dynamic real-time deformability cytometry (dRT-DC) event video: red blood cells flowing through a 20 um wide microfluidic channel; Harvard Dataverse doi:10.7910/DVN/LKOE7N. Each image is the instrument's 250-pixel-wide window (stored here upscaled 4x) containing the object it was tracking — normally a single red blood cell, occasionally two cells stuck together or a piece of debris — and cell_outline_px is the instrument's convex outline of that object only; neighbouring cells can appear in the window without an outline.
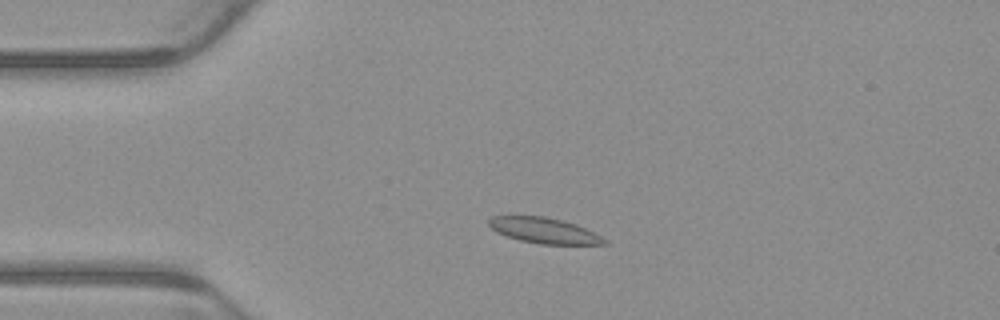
{"species": "common noctule bat (a hibernating species)", "species_latin": "Nyctalus noctula", "temperature_condition": "warm", "stored_images_in_passage": 3, "camera_frame_rate_fps": 3000, "um_per_image_px": 0.085, "animal": {"sex": "male", "body_mass_g": 23.1, "forearm_length_mm": 52.7}, "frame": {"image": 1, "passage_image": 2, "time_ms": 0.333, "image_size_px": [1000, 320], "cell_outline_px": [[608, 244], [540, 244], [520, 240], [496, 232], [488, 224], [488, 220], [492, 216], [544, 216], [576, 224], [608, 240]], "centroid_in_image_um": [46.24, 19.59], "position_along_channel_um": 38.8, "area_um2": 16.99}}